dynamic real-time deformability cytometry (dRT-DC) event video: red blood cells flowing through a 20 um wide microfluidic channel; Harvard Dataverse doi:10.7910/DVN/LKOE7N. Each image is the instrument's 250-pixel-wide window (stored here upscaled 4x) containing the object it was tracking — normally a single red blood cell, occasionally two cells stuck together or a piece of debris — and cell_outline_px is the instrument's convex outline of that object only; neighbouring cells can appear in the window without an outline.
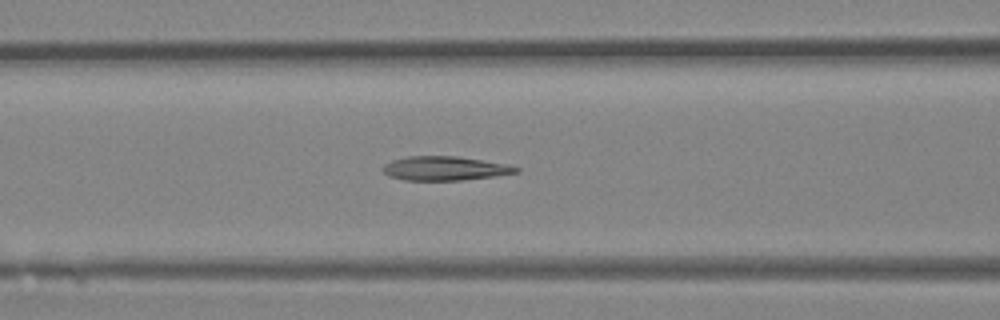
{"species": "Egyptian fruit bat (a non-hibernating species)", "species_latin": "Rousettus aegyptiacus", "temperature_condition": "room temperature", "stored_images_in_passage": 27, "camera_frame_rate_fps": 3000, "um_per_image_px": 0.085, "animal": {"sex": "female"}, "frame": {"image": 1, "passage_image": 11, "time_ms": 3.333, "image_size_px": [1000, 320], "cell_outline_px": [[520, 172], [496, 176], [464, 180], [404, 180], [388, 176], [380, 168], [384, 164], [392, 160], [408, 156], [456, 156], [508, 164], [520, 168]], "centroid_in_image_um": [37.81, 14.31], "position_along_channel_um": 128.8, "area_um2": 18.84}}
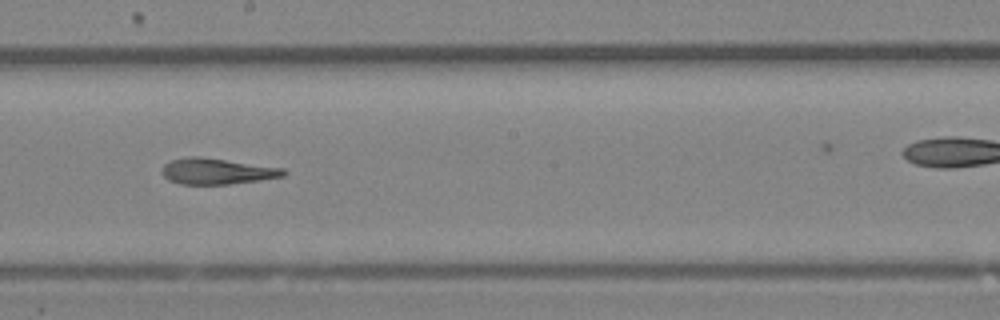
{"frame": {"image": 2, "passage_image": 17, "time_ms": 5.333, "image_size_px": [1000, 320], "cell_outline_px": [[288, 172], [284, 176], [260, 180], [228, 184], [180, 184], [168, 180], [160, 172], [164, 164], [172, 160], [188, 156], [200, 156], [284, 168]], "centroid_in_image_um": [18.43, 14.55], "position_along_channel_um": 229.8, "area_um2": 18.5}}
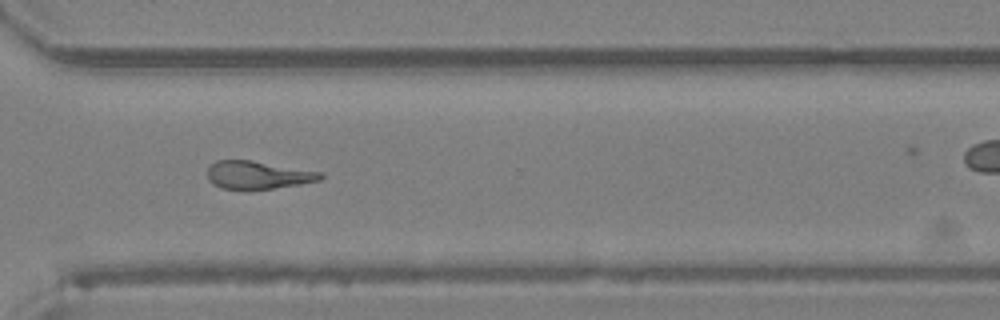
{"frame": {"image": 3, "passage_image": 24, "time_ms": 7.667, "image_size_px": [1000, 320], "cell_outline_px": [[324, 176], [320, 180], [300, 184], [248, 192], [220, 188], [212, 184], [208, 180], [208, 168], [216, 160], [252, 160], [324, 172]], "centroid_in_image_um": [21.91, 14.9], "position_along_channel_um": 348.7, "area_um2": 19.07}}